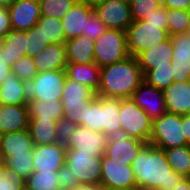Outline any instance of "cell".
Here are the masks:
<instances>
[{"mask_svg":"<svg viewBox=\"0 0 190 190\" xmlns=\"http://www.w3.org/2000/svg\"><path fill=\"white\" fill-rule=\"evenodd\" d=\"M167 31L170 37L188 33L190 27V12L181 9H167Z\"/></svg>","mask_w":190,"mask_h":190,"instance_id":"33","label":"cell"},{"mask_svg":"<svg viewBox=\"0 0 190 190\" xmlns=\"http://www.w3.org/2000/svg\"><path fill=\"white\" fill-rule=\"evenodd\" d=\"M182 125H184V135L190 141V114L182 115Z\"/></svg>","mask_w":190,"mask_h":190,"instance_id":"51","label":"cell"},{"mask_svg":"<svg viewBox=\"0 0 190 190\" xmlns=\"http://www.w3.org/2000/svg\"><path fill=\"white\" fill-rule=\"evenodd\" d=\"M94 12L107 29L126 31L133 22L130 3L121 0H106L95 7Z\"/></svg>","mask_w":190,"mask_h":190,"instance_id":"11","label":"cell"},{"mask_svg":"<svg viewBox=\"0 0 190 190\" xmlns=\"http://www.w3.org/2000/svg\"><path fill=\"white\" fill-rule=\"evenodd\" d=\"M22 81L13 73L7 75L0 85L1 105H27Z\"/></svg>","mask_w":190,"mask_h":190,"instance_id":"27","label":"cell"},{"mask_svg":"<svg viewBox=\"0 0 190 190\" xmlns=\"http://www.w3.org/2000/svg\"><path fill=\"white\" fill-rule=\"evenodd\" d=\"M66 79L65 70L37 73L32 80L22 81L25 100L27 102L61 100Z\"/></svg>","mask_w":190,"mask_h":190,"instance_id":"3","label":"cell"},{"mask_svg":"<svg viewBox=\"0 0 190 190\" xmlns=\"http://www.w3.org/2000/svg\"><path fill=\"white\" fill-rule=\"evenodd\" d=\"M8 11L13 30L28 31L41 18L39 0H16Z\"/></svg>","mask_w":190,"mask_h":190,"instance_id":"16","label":"cell"},{"mask_svg":"<svg viewBox=\"0 0 190 190\" xmlns=\"http://www.w3.org/2000/svg\"><path fill=\"white\" fill-rule=\"evenodd\" d=\"M160 6L161 5L154 0H131L130 10L133 21L143 20Z\"/></svg>","mask_w":190,"mask_h":190,"instance_id":"42","label":"cell"},{"mask_svg":"<svg viewBox=\"0 0 190 190\" xmlns=\"http://www.w3.org/2000/svg\"><path fill=\"white\" fill-rule=\"evenodd\" d=\"M102 157L93 153H80L78 150L66 148L65 165L70 168L72 175H75L80 184L101 183V167Z\"/></svg>","mask_w":190,"mask_h":190,"instance_id":"9","label":"cell"},{"mask_svg":"<svg viewBox=\"0 0 190 190\" xmlns=\"http://www.w3.org/2000/svg\"><path fill=\"white\" fill-rule=\"evenodd\" d=\"M163 92L167 112L190 114V81L173 82Z\"/></svg>","mask_w":190,"mask_h":190,"instance_id":"20","label":"cell"},{"mask_svg":"<svg viewBox=\"0 0 190 190\" xmlns=\"http://www.w3.org/2000/svg\"><path fill=\"white\" fill-rule=\"evenodd\" d=\"M121 1H124V2H127V3L131 2V0H121Z\"/></svg>","mask_w":190,"mask_h":190,"instance_id":"59","label":"cell"},{"mask_svg":"<svg viewBox=\"0 0 190 190\" xmlns=\"http://www.w3.org/2000/svg\"><path fill=\"white\" fill-rule=\"evenodd\" d=\"M82 126L93 131L102 132V97L97 96V99L85 108L84 124Z\"/></svg>","mask_w":190,"mask_h":190,"instance_id":"38","label":"cell"},{"mask_svg":"<svg viewBox=\"0 0 190 190\" xmlns=\"http://www.w3.org/2000/svg\"><path fill=\"white\" fill-rule=\"evenodd\" d=\"M149 143L163 150L188 145L182 115L166 112L153 120Z\"/></svg>","mask_w":190,"mask_h":190,"instance_id":"4","label":"cell"},{"mask_svg":"<svg viewBox=\"0 0 190 190\" xmlns=\"http://www.w3.org/2000/svg\"><path fill=\"white\" fill-rule=\"evenodd\" d=\"M12 72V67L5 64L3 60H0V85L8 74Z\"/></svg>","mask_w":190,"mask_h":190,"instance_id":"50","label":"cell"},{"mask_svg":"<svg viewBox=\"0 0 190 190\" xmlns=\"http://www.w3.org/2000/svg\"><path fill=\"white\" fill-rule=\"evenodd\" d=\"M101 188H133L136 186L131 165H118L105 154L101 160Z\"/></svg>","mask_w":190,"mask_h":190,"instance_id":"13","label":"cell"},{"mask_svg":"<svg viewBox=\"0 0 190 190\" xmlns=\"http://www.w3.org/2000/svg\"><path fill=\"white\" fill-rule=\"evenodd\" d=\"M96 99V92L89 86L67 78L61 98L64 117L72 123L83 125L85 108Z\"/></svg>","mask_w":190,"mask_h":190,"instance_id":"5","label":"cell"},{"mask_svg":"<svg viewBox=\"0 0 190 190\" xmlns=\"http://www.w3.org/2000/svg\"><path fill=\"white\" fill-rule=\"evenodd\" d=\"M94 11L91 6L76 1L72 8L61 18L65 41L80 36L85 31L86 20Z\"/></svg>","mask_w":190,"mask_h":190,"instance_id":"17","label":"cell"},{"mask_svg":"<svg viewBox=\"0 0 190 190\" xmlns=\"http://www.w3.org/2000/svg\"><path fill=\"white\" fill-rule=\"evenodd\" d=\"M107 30L105 24L97 17L93 11L86 20L85 31L81 34L93 41H96L100 35Z\"/></svg>","mask_w":190,"mask_h":190,"instance_id":"43","label":"cell"},{"mask_svg":"<svg viewBox=\"0 0 190 190\" xmlns=\"http://www.w3.org/2000/svg\"><path fill=\"white\" fill-rule=\"evenodd\" d=\"M120 99L102 97V133L109 135L121 129Z\"/></svg>","mask_w":190,"mask_h":190,"instance_id":"29","label":"cell"},{"mask_svg":"<svg viewBox=\"0 0 190 190\" xmlns=\"http://www.w3.org/2000/svg\"><path fill=\"white\" fill-rule=\"evenodd\" d=\"M173 56V45L171 37L167 40L153 46L152 48L142 51L136 58L143 74L157 66L171 65Z\"/></svg>","mask_w":190,"mask_h":190,"instance_id":"18","label":"cell"},{"mask_svg":"<svg viewBox=\"0 0 190 190\" xmlns=\"http://www.w3.org/2000/svg\"><path fill=\"white\" fill-rule=\"evenodd\" d=\"M73 190H102L101 186L94 185V184H79L75 189Z\"/></svg>","mask_w":190,"mask_h":190,"instance_id":"53","label":"cell"},{"mask_svg":"<svg viewBox=\"0 0 190 190\" xmlns=\"http://www.w3.org/2000/svg\"><path fill=\"white\" fill-rule=\"evenodd\" d=\"M105 155L118 165H132L133 160L141 148L146 144L140 140L131 138L123 129L110 133Z\"/></svg>","mask_w":190,"mask_h":190,"instance_id":"10","label":"cell"},{"mask_svg":"<svg viewBox=\"0 0 190 190\" xmlns=\"http://www.w3.org/2000/svg\"><path fill=\"white\" fill-rule=\"evenodd\" d=\"M134 190H157L156 188H150L145 186H135Z\"/></svg>","mask_w":190,"mask_h":190,"instance_id":"56","label":"cell"},{"mask_svg":"<svg viewBox=\"0 0 190 190\" xmlns=\"http://www.w3.org/2000/svg\"><path fill=\"white\" fill-rule=\"evenodd\" d=\"M25 179L15 171L0 165V190H24Z\"/></svg>","mask_w":190,"mask_h":190,"instance_id":"40","label":"cell"},{"mask_svg":"<svg viewBox=\"0 0 190 190\" xmlns=\"http://www.w3.org/2000/svg\"><path fill=\"white\" fill-rule=\"evenodd\" d=\"M29 113L27 105L0 104V135L28 129Z\"/></svg>","mask_w":190,"mask_h":190,"instance_id":"19","label":"cell"},{"mask_svg":"<svg viewBox=\"0 0 190 190\" xmlns=\"http://www.w3.org/2000/svg\"><path fill=\"white\" fill-rule=\"evenodd\" d=\"M38 73L52 70H65L67 55L64 43L48 45L42 52L33 57Z\"/></svg>","mask_w":190,"mask_h":190,"instance_id":"21","label":"cell"},{"mask_svg":"<svg viewBox=\"0 0 190 190\" xmlns=\"http://www.w3.org/2000/svg\"><path fill=\"white\" fill-rule=\"evenodd\" d=\"M12 29L8 8L0 7V41Z\"/></svg>","mask_w":190,"mask_h":190,"instance_id":"48","label":"cell"},{"mask_svg":"<svg viewBox=\"0 0 190 190\" xmlns=\"http://www.w3.org/2000/svg\"><path fill=\"white\" fill-rule=\"evenodd\" d=\"M173 171L183 177H190V147L188 145L164 150Z\"/></svg>","mask_w":190,"mask_h":190,"instance_id":"30","label":"cell"},{"mask_svg":"<svg viewBox=\"0 0 190 190\" xmlns=\"http://www.w3.org/2000/svg\"><path fill=\"white\" fill-rule=\"evenodd\" d=\"M173 75L172 65H162L146 71L143 79L147 84L164 91L174 82Z\"/></svg>","mask_w":190,"mask_h":190,"instance_id":"32","label":"cell"},{"mask_svg":"<svg viewBox=\"0 0 190 190\" xmlns=\"http://www.w3.org/2000/svg\"><path fill=\"white\" fill-rule=\"evenodd\" d=\"M152 120L167 112L164 92L143 81L130 97Z\"/></svg>","mask_w":190,"mask_h":190,"instance_id":"14","label":"cell"},{"mask_svg":"<svg viewBox=\"0 0 190 190\" xmlns=\"http://www.w3.org/2000/svg\"><path fill=\"white\" fill-rule=\"evenodd\" d=\"M56 120L29 117L28 131L34 145H50L58 142L55 124Z\"/></svg>","mask_w":190,"mask_h":190,"instance_id":"26","label":"cell"},{"mask_svg":"<svg viewBox=\"0 0 190 190\" xmlns=\"http://www.w3.org/2000/svg\"><path fill=\"white\" fill-rule=\"evenodd\" d=\"M100 71L101 67H99L96 63H68L65 68L68 79L89 86L96 93L100 87Z\"/></svg>","mask_w":190,"mask_h":190,"instance_id":"25","label":"cell"},{"mask_svg":"<svg viewBox=\"0 0 190 190\" xmlns=\"http://www.w3.org/2000/svg\"><path fill=\"white\" fill-rule=\"evenodd\" d=\"M136 186L172 190L184 178L173 171L163 149L145 144L132 162Z\"/></svg>","mask_w":190,"mask_h":190,"instance_id":"1","label":"cell"},{"mask_svg":"<svg viewBox=\"0 0 190 190\" xmlns=\"http://www.w3.org/2000/svg\"><path fill=\"white\" fill-rule=\"evenodd\" d=\"M25 55V31L11 29L0 41V60L12 67Z\"/></svg>","mask_w":190,"mask_h":190,"instance_id":"23","label":"cell"},{"mask_svg":"<svg viewBox=\"0 0 190 190\" xmlns=\"http://www.w3.org/2000/svg\"><path fill=\"white\" fill-rule=\"evenodd\" d=\"M25 44L26 56L34 57L50 45V42L43 34L42 27L36 24L25 31Z\"/></svg>","mask_w":190,"mask_h":190,"instance_id":"35","label":"cell"},{"mask_svg":"<svg viewBox=\"0 0 190 190\" xmlns=\"http://www.w3.org/2000/svg\"><path fill=\"white\" fill-rule=\"evenodd\" d=\"M77 0H39L41 16L61 19Z\"/></svg>","mask_w":190,"mask_h":190,"instance_id":"37","label":"cell"},{"mask_svg":"<svg viewBox=\"0 0 190 190\" xmlns=\"http://www.w3.org/2000/svg\"><path fill=\"white\" fill-rule=\"evenodd\" d=\"M102 190H134L133 188H103Z\"/></svg>","mask_w":190,"mask_h":190,"instance_id":"57","label":"cell"},{"mask_svg":"<svg viewBox=\"0 0 190 190\" xmlns=\"http://www.w3.org/2000/svg\"><path fill=\"white\" fill-rule=\"evenodd\" d=\"M154 1L158 2L160 5H163L164 3V0H154Z\"/></svg>","mask_w":190,"mask_h":190,"instance_id":"58","label":"cell"},{"mask_svg":"<svg viewBox=\"0 0 190 190\" xmlns=\"http://www.w3.org/2000/svg\"><path fill=\"white\" fill-rule=\"evenodd\" d=\"M174 82L190 81V62L171 61Z\"/></svg>","mask_w":190,"mask_h":190,"instance_id":"47","label":"cell"},{"mask_svg":"<svg viewBox=\"0 0 190 190\" xmlns=\"http://www.w3.org/2000/svg\"><path fill=\"white\" fill-rule=\"evenodd\" d=\"M57 175L59 187L63 190H73L80 184L75 175L71 174L70 168L66 165L57 170Z\"/></svg>","mask_w":190,"mask_h":190,"instance_id":"45","label":"cell"},{"mask_svg":"<svg viewBox=\"0 0 190 190\" xmlns=\"http://www.w3.org/2000/svg\"><path fill=\"white\" fill-rule=\"evenodd\" d=\"M107 145V135L85 128L82 125H77L65 146L72 150H78L80 153H93L102 157L105 154Z\"/></svg>","mask_w":190,"mask_h":190,"instance_id":"12","label":"cell"},{"mask_svg":"<svg viewBox=\"0 0 190 190\" xmlns=\"http://www.w3.org/2000/svg\"><path fill=\"white\" fill-rule=\"evenodd\" d=\"M34 170L51 172L59 170L66 162V146L59 142L50 145H34Z\"/></svg>","mask_w":190,"mask_h":190,"instance_id":"15","label":"cell"},{"mask_svg":"<svg viewBox=\"0 0 190 190\" xmlns=\"http://www.w3.org/2000/svg\"><path fill=\"white\" fill-rule=\"evenodd\" d=\"M12 72L21 80H32L38 73L33 57L23 56L12 65Z\"/></svg>","mask_w":190,"mask_h":190,"instance_id":"41","label":"cell"},{"mask_svg":"<svg viewBox=\"0 0 190 190\" xmlns=\"http://www.w3.org/2000/svg\"><path fill=\"white\" fill-rule=\"evenodd\" d=\"M172 190H190V178L184 177L179 184H174Z\"/></svg>","mask_w":190,"mask_h":190,"instance_id":"52","label":"cell"},{"mask_svg":"<svg viewBox=\"0 0 190 190\" xmlns=\"http://www.w3.org/2000/svg\"><path fill=\"white\" fill-rule=\"evenodd\" d=\"M86 3L88 6H91L93 9L98 5L104 3L106 0H78Z\"/></svg>","mask_w":190,"mask_h":190,"instance_id":"54","label":"cell"},{"mask_svg":"<svg viewBox=\"0 0 190 190\" xmlns=\"http://www.w3.org/2000/svg\"><path fill=\"white\" fill-rule=\"evenodd\" d=\"M167 9L189 10L190 0H164L163 5Z\"/></svg>","mask_w":190,"mask_h":190,"instance_id":"49","label":"cell"},{"mask_svg":"<svg viewBox=\"0 0 190 190\" xmlns=\"http://www.w3.org/2000/svg\"><path fill=\"white\" fill-rule=\"evenodd\" d=\"M143 78L137 58L129 56L112 65L101 67L100 87L96 95L115 99L130 98L144 81Z\"/></svg>","mask_w":190,"mask_h":190,"instance_id":"2","label":"cell"},{"mask_svg":"<svg viewBox=\"0 0 190 190\" xmlns=\"http://www.w3.org/2000/svg\"><path fill=\"white\" fill-rule=\"evenodd\" d=\"M143 20L148 24L159 25L161 29H167V8L161 5L159 8L153 10L152 13L147 15Z\"/></svg>","mask_w":190,"mask_h":190,"instance_id":"46","label":"cell"},{"mask_svg":"<svg viewBox=\"0 0 190 190\" xmlns=\"http://www.w3.org/2000/svg\"><path fill=\"white\" fill-rule=\"evenodd\" d=\"M29 117H41L46 120L59 121L64 117L62 100H31L27 103Z\"/></svg>","mask_w":190,"mask_h":190,"instance_id":"28","label":"cell"},{"mask_svg":"<svg viewBox=\"0 0 190 190\" xmlns=\"http://www.w3.org/2000/svg\"><path fill=\"white\" fill-rule=\"evenodd\" d=\"M61 19L41 16L37 25L42 27L43 34L49 39L50 44L64 43L65 35Z\"/></svg>","mask_w":190,"mask_h":190,"instance_id":"36","label":"cell"},{"mask_svg":"<svg viewBox=\"0 0 190 190\" xmlns=\"http://www.w3.org/2000/svg\"><path fill=\"white\" fill-rule=\"evenodd\" d=\"M16 0H0V7L9 8Z\"/></svg>","mask_w":190,"mask_h":190,"instance_id":"55","label":"cell"},{"mask_svg":"<svg viewBox=\"0 0 190 190\" xmlns=\"http://www.w3.org/2000/svg\"><path fill=\"white\" fill-rule=\"evenodd\" d=\"M167 29L148 24L144 20L133 21L126 30L127 49L130 56L137 57L142 51L152 48L169 38Z\"/></svg>","mask_w":190,"mask_h":190,"instance_id":"7","label":"cell"},{"mask_svg":"<svg viewBox=\"0 0 190 190\" xmlns=\"http://www.w3.org/2000/svg\"><path fill=\"white\" fill-rule=\"evenodd\" d=\"M27 190H56L59 187L57 170L41 172L34 170L25 180Z\"/></svg>","mask_w":190,"mask_h":190,"instance_id":"31","label":"cell"},{"mask_svg":"<svg viewBox=\"0 0 190 190\" xmlns=\"http://www.w3.org/2000/svg\"><path fill=\"white\" fill-rule=\"evenodd\" d=\"M33 147V140L28 129L0 135L1 160L6 156L32 153Z\"/></svg>","mask_w":190,"mask_h":190,"instance_id":"22","label":"cell"},{"mask_svg":"<svg viewBox=\"0 0 190 190\" xmlns=\"http://www.w3.org/2000/svg\"><path fill=\"white\" fill-rule=\"evenodd\" d=\"M173 56L171 61L190 62V34L183 33L171 37Z\"/></svg>","mask_w":190,"mask_h":190,"instance_id":"39","label":"cell"},{"mask_svg":"<svg viewBox=\"0 0 190 190\" xmlns=\"http://www.w3.org/2000/svg\"><path fill=\"white\" fill-rule=\"evenodd\" d=\"M68 63L89 64L94 61V41L86 36L69 39L64 42Z\"/></svg>","mask_w":190,"mask_h":190,"instance_id":"24","label":"cell"},{"mask_svg":"<svg viewBox=\"0 0 190 190\" xmlns=\"http://www.w3.org/2000/svg\"><path fill=\"white\" fill-rule=\"evenodd\" d=\"M78 124L70 122L67 118L63 117L55 124V132L58 142L66 145L71 137V134L76 129Z\"/></svg>","mask_w":190,"mask_h":190,"instance_id":"44","label":"cell"},{"mask_svg":"<svg viewBox=\"0 0 190 190\" xmlns=\"http://www.w3.org/2000/svg\"><path fill=\"white\" fill-rule=\"evenodd\" d=\"M33 153H26L20 155L6 156L2 160V164L15 171L25 180L33 173Z\"/></svg>","mask_w":190,"mask_h":190,"instance_id":"34","label":"cell"},{"mask_svg":"<svg viewBox=\"0 0 190 190\" xmlns=\"http://www.w3.org/2000/svg\"><path fill=\"white\" fill-rule=\"evenodd\" d=\"M121 127L131 138L145 142L150 141L153 120L132 99H120Z\"/></svg>","mask_w":190,"mask_h":190,"instance_id":"8","label":"cell"},{"mask_svg":"<svg viewBox=\"0 0 190 190\" xmlns=\"http://www.w3.org/2000/svg\"><path fill=\"white\" fill-rule=\"evenodd\" d=\"M129 56L126 31L107 29L94 41V61L99 67L112 65Z\"/></svg>","mask_w":190,"mask_h":190,"instance_id":"6","label":"cell"}]
</instances>
